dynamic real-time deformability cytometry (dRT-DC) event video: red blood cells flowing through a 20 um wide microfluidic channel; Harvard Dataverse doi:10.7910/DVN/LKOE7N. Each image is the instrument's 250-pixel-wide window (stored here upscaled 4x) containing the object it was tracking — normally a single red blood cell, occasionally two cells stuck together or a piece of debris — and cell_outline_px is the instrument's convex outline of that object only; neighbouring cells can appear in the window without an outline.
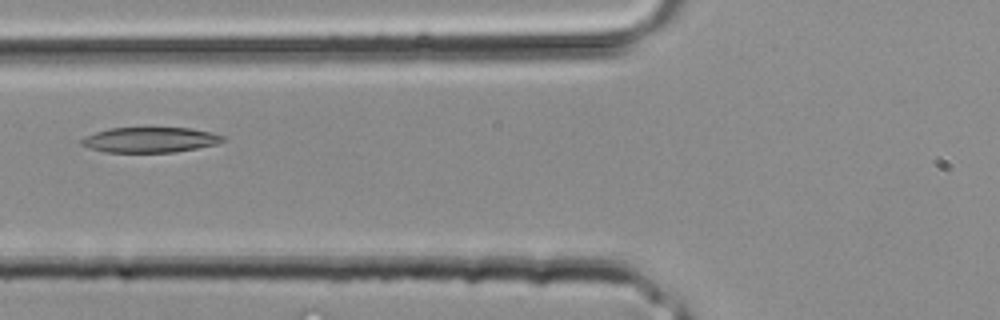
{"species": "common noctule bat (a hibernating species)", "species_latin": "Nyctalus noctula", "temperature_condition": "room temperature", "stored_images_in_passage": 33, "camera_frame_rate_fps": 3000, "um_per_image_px": 0.085, "animal": {"sex": "male", "body_mass_g": 20.4}, "frame": {"image": 1, "passage_image": 13, "time_ms": 4.0, "image_size_px": [1000, 320], "cell_outline_px": [[224, 140], [216, 144], [176, 152], [104, 152], [88, 148], [80, 144], [80, 140], [84, 136], [96, 132], [112, 128], [192, 128], [212, 132], [224, 136]], "centroid_in_image_um": [12.73, 11.89], "position_along_channel_um": 113.1, "area_um2": 20.81}}
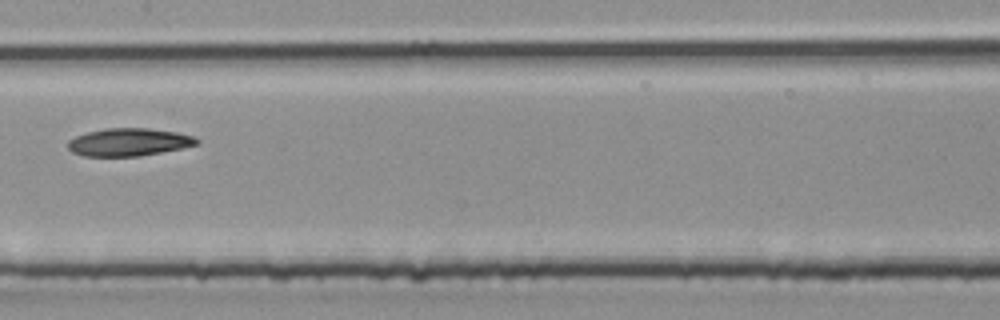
{"frame": {"image": 2, "passage_image": 17, "time_ms": 5.333, "image_size_px": [1000, 320], "cell_outline_px": [[200, 144], [140, 156], [84, 156], [72, 152], [68, 148], [68, 140], [76, 136], [88, 132], [104, 128], [148, 128], [176, 132], [196, 136], [200, 140]], "centroid_in_image_um": [10.97, 12.07], "position_along_channel_um": 196.4, "area_um2": 20.87}}
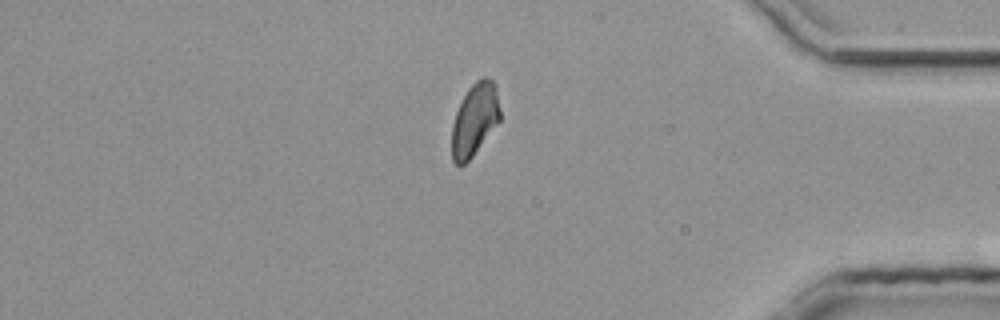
{"frame": {"image": 3, "passage_image": 28, "time_ms": 9.0, "image_size_px": [1000, 320], "cell_outline_px": [[500, 120], [472, 156], [464, 164], [456, 164], [452, 160], [452, 124], [456, 112], [468, 88], [476, 80], [484, 76], [488, 76], [496, 84], [500, 112]], "centroid_in_image_um": [40.35, 10.12], "position_along_channel_um": 394.8, "area_um2": 20.23}}